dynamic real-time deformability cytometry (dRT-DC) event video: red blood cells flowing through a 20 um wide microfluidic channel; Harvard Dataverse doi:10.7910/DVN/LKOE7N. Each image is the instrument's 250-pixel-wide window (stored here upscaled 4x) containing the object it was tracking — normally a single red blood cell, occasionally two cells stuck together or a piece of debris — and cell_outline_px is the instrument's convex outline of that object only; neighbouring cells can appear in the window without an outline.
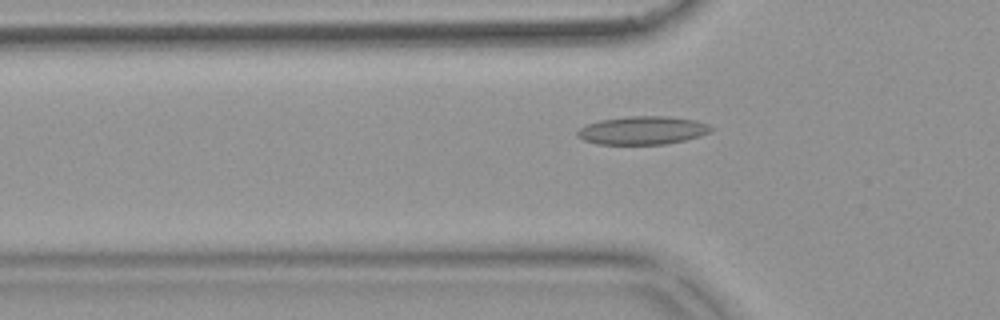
{"species": "common noctule bat (a hibernating species)", "species_latin": "Nyctalus noctula", "temperature_condition": "warm", "stored_images_in_passage": 54, "camera_frame_rate_fps": 3000, "um_per_image_px": 0.085, "animal": {"sex": "female", "body_mass_g": 18.4}, "frame": {"image": 1, "passage_image": 18, "time_ms": 5.667, "image_size_px": [1000, 320], "cell_outline_px": [[712, 128], [708, 132], [700, 136], [684, 140], [664, 144], [596, 144], [584, 140], [576, 136], [576, 132], [584, 124], [600, 120], [628, 116], [668, 116], [696, 120], [708, 124]], "centroid_in_image_um": [54.57, 11.07], "position_along_channel_um": 71.2, "area_um2": 22.02}}
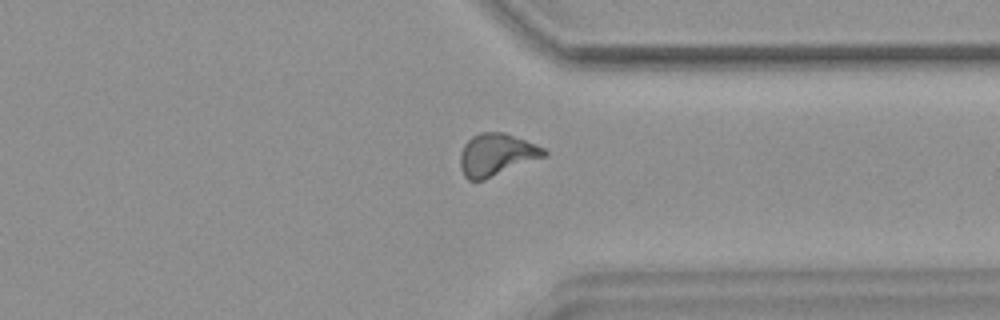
{"frame": {"image": 2, "passage_image": 42, "time_ms": 13.667, "image_size_px": [1000, 320], "cell_outline_px": [[548, 156], [484, 180], [468, 180], [464, 176], [460, 168], [460, 152], [464, 144], [472, 136], [480, 132], [504, 132], [536, 144], [544, 148], [548, 152]], "centroid_in_image_um": [42.21, 13.15], "position_along_channel_um": 369.2, "area_um2": 20.92}}
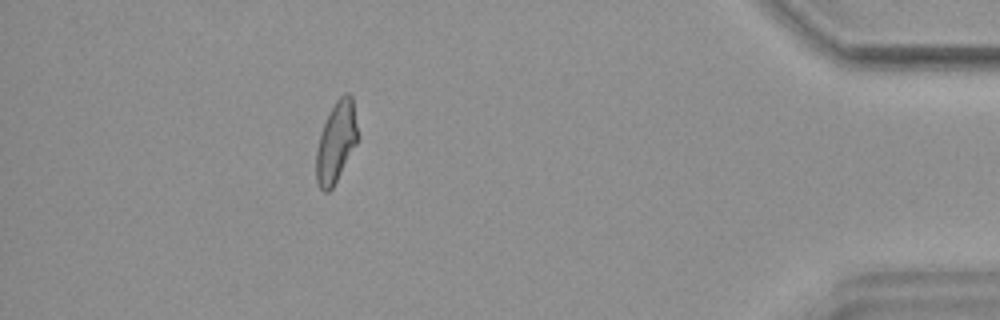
{"frame": {"image": 3, "passage_image": 49, "time_ms": 16.0, "image_size_px": [1000, 320], "cell_outline_px": [[360, 136], [356, 144], [332, 188], [328, 192], [324, 192], [320, 188], [316, 180], [316, 148], [324, 124], [336, 100], [340, 96], [348, 92], [352, 96]], "centroid_in_image_um": [28.59, 12.06], "position_along_channel_um": 406.6, "area_um2": 19.42}, "authors_computed_cell_mechanics": {"area_um2": 20.1433, "velocity_mm_per_s": 3.7326, "shape_relaxation_time_tau1_ms": null, "shape_relaxation_time_tau2_ms": 2.0548, "deformation_change_tau1": null, "deformation_change_tau2": 0.1048}}